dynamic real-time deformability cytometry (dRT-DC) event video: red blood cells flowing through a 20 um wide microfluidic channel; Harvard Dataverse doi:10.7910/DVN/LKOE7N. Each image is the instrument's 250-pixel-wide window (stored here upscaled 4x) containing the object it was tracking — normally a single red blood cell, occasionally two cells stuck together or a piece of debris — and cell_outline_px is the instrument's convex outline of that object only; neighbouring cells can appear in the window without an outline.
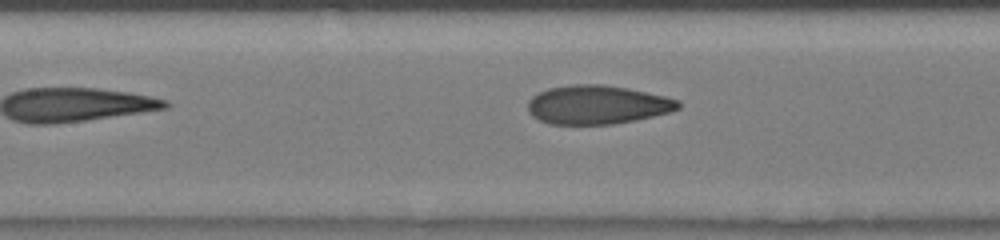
{"species": "human", "species_latin": "Homo sapiens", "temperature_condition": "room temperature", "stored_images_in_passage": 31, "camera_frame_rate_fps": 3000, "um_per_image_px": 0.085, "donor": {"sex": "male"}, "frame": {"image": 1, "passage_image": 14, "time_ms": 9.667, "image_size_px": [1000, 240], "cell_outline_px": [[680, 108], [668, 112], [636, 120], [612, 124], [548, 124], [532, 116], [528, 112], [528, 100], [532, 96], [548, 88], [572, 84], [604, 84], [628, 88], [664, 96], [680, 100]], "centroid_in_image_um": [50.75, 8.9], "position_along_channel_um": 156.7, "area_um2": 34.04}}
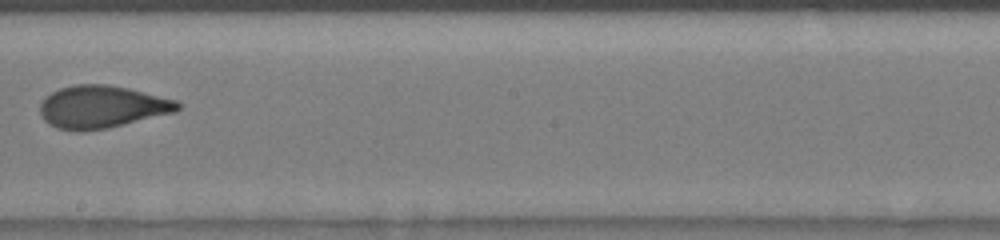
{"frame": {"image": 2, "passage_image": 18, "time_ms": 11.667, "image_size_px": [1000, 240], "cell_outline_px": [[180, 108], [176, 112], [108, 128], [80, 132], [56, 128], [48, 124], [40, 116], [40, 104], [52, 92], [60, 88], [76, 84], [108, 84], [128, 88], [176, 100], [180, 104]], "centroid_in_image_um": [8.65, 9.09], "position_along_channel_um": 239.6, "area_um2": 34.16}}
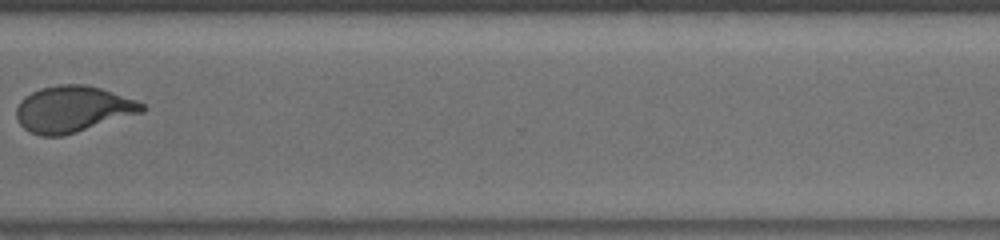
{"frame": {"image": 3, "passage_image": 25, "time_ms": 14.667, "image_size_px": [1000, 240], "cell_outline_px": [[148, 108], [144, 112], [64, 136], [40, 136], [24, 128], [20, 124], [16, 116], [16, 108], [20, 100], [24, 96], [40, 88], [56, 84], [84, 84], [100, 88], [136, 100], [144, 104]], "centroid_in_image_um": [6.19, 9.27], "position_along_channel_um": 364.4, "area_um2": 34.04}, "authors_computed_cell_mechanics": {"area_um2": 34.1598, "velocity_mm_per_s": 4.1428, "shape_relaxation_time_tau1_ms": 3.6486, "shape_relaxation_time_tau2_ms": 1.0918, "deformation_change_tau1": 0.2473, "deformation_change_tau2": 0.0624}}